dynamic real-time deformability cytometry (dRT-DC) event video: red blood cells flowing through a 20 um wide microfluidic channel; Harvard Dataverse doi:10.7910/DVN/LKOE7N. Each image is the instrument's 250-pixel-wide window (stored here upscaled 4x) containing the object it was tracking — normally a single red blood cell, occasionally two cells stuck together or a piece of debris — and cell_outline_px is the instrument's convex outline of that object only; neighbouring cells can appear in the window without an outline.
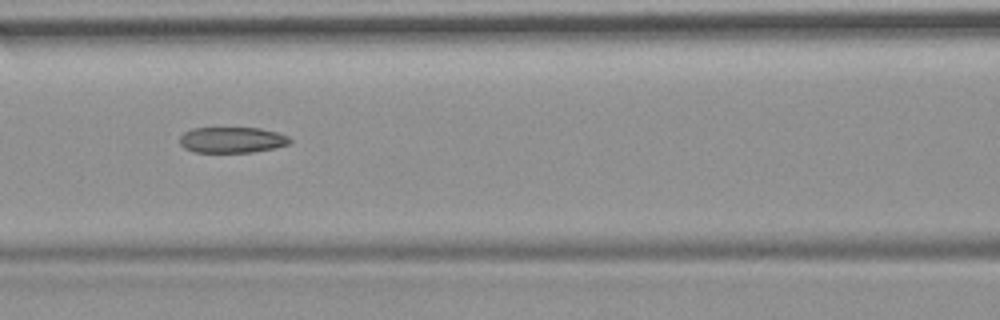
{"species": "common noctule bat (a hibernating species)", "species_latin": "Nyctalus noctula", "temperature_condition": "room temperature", "stored_images_in_passage": 9, "camera_frame_rate_fps": 3000, "um_per_image_px": 0.085, "animal": {"sex": "female", "body_mass_g": 19.9}, "frame": {"image": 1, "passage_image": 6, "time_ms": 5.667, "image_size_px": [1000, 320], "cell_outline_px": [[292, 140], [288, 144], [272, 148], [252, 152], [192, 152], [184, 148], [180, 144], [180, 136], [184, 132], [192, 128], [260, 128], [276, 132], [288, 136]], "centroid_in_image_um": [19.68, 11.89], "position_along_channel_um": 146.9, "area_um2": 16.53}}
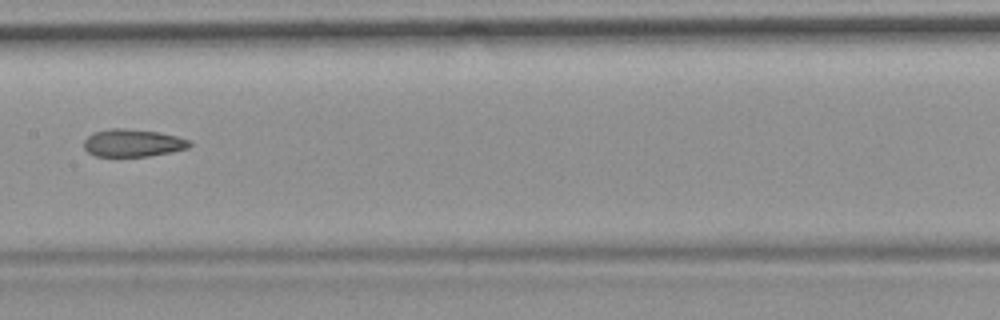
{"frame": {"image": 2, "passage_image": 7, "time_ms": 7.0, "image_size_px": [1000, 320], "cell_outline_px": [[192, 144], [188, 148], [172, 152], [148, 156], [96, 156], [88, 152], [84, 148], [84, 140], [92, 132], [112, 128], [124, 128], [160, 132], [192, 140]], "centroid_in_image_um": [11.31, 12.14], "position_along_channel_um": 196.1, "area_um2": 17.11}}